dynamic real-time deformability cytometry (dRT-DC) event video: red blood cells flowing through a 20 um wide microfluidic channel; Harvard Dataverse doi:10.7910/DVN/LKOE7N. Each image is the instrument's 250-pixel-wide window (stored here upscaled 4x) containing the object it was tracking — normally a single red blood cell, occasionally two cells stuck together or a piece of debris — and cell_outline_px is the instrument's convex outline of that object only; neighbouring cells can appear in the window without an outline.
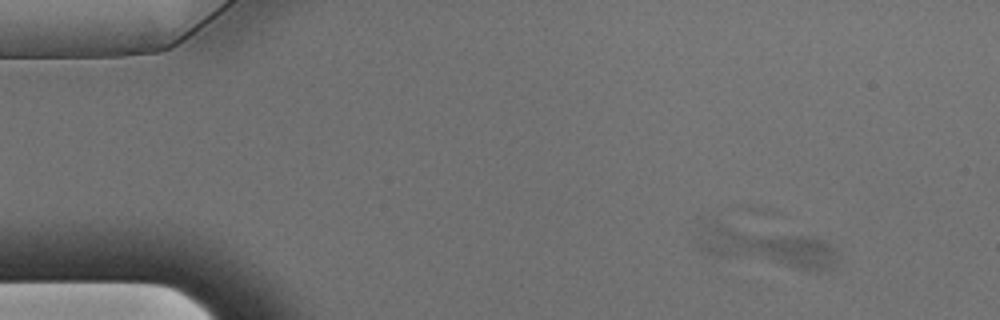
{"species": "Egyptian fruit bat (a non-hibernating species)", "species_latin": "Rousettus aegyptiacus", "temperature_condition": "warm", "stored_images_in_passage": 18, "camera_frame_rate_fps": 3000, "um_per_image_px": 0.085, "animal": {"sex": "male"}, "frame": {"image": 1, "passage_image": 6, "time_ms": 1.667, "image_size_px": [1000, 320], "cell_outline_px": [[840, 256], [836, 268], [816, 272], [712, 256], [692, 248], [696, 216], [700, 216], [816, 236], [824, 240], [836, 248], [840, 252]], "centroid_in_image_um": [64.9, 20.86], "position_along_channel_um": 20.1, "area_um2": 36.88}}
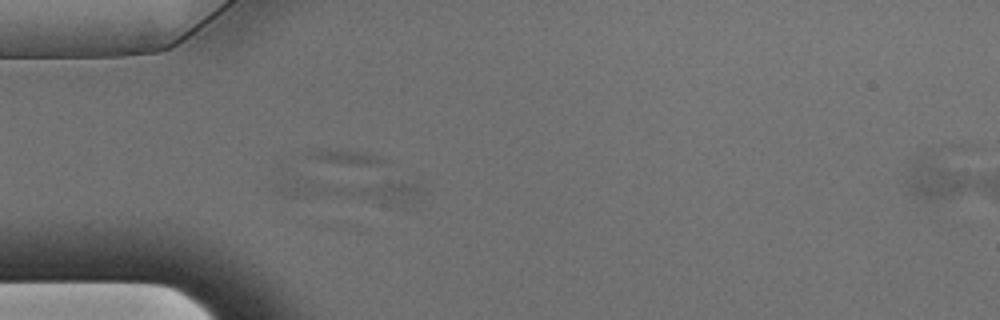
{"frame": {"image": 2, "passage_image": 16, "time_ms": 5.0, "image_size_px": [1000, 320], "cell_outline_px": [[424, 192], [420, 200], [408, 208], [396, 208], [272, 196], [268, 188], [280, 160], [396, 180], [416, 184], [424, 188]], "centroid_in_image_um": [29.03, 15.88], "position_along_channel_um": 56.0, "area_um2": 33.29}}